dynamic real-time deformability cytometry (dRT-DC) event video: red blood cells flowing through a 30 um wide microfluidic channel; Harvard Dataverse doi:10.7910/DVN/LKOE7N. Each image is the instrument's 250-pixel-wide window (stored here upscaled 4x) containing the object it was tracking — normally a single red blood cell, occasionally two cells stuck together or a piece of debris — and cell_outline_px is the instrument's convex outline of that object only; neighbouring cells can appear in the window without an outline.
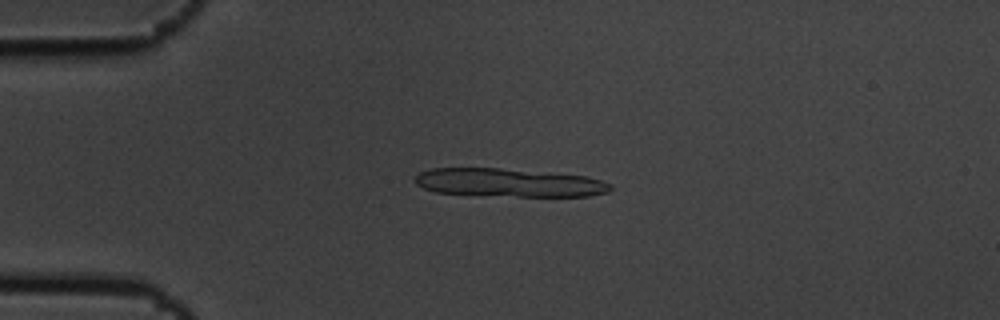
{"species": "common noctule bat (a hibernating species)", "species_latin": "Nyctalus noctula", "temperature_condition": "cold", "stored_images_in_passage": 5, "camera_frame_rate_fps": 3000, "um_per_image_px": 0.085, "animal": {"sex": "male", "body_mass_g": 19.5, "forearm_length_mm": 54.6}, "frame": {"image": 1, "passage_image": 4, "time_ms": 1.0, "image_size_px": [1000, 320], "cell_outline_px": [[612, 188], [608, 192], [588, 196], [516, 196], [436, 192], [424, 188], [416, 184], [416, 176], [420, 172], [432, 168], [500, 168], [588, 176], [612, 184]], "centroid_in_image_um": [43.3, 15.52], "position_along_channel_um": 41.7, "area_um2": 31.96}}